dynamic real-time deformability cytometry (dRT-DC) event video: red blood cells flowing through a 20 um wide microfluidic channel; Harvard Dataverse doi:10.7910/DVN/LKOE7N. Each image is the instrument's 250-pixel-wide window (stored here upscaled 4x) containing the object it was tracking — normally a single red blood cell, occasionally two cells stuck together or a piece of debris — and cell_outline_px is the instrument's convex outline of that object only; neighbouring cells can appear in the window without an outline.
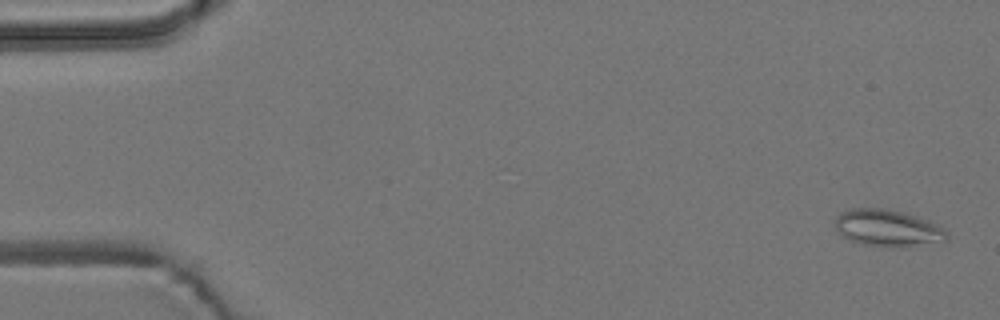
{"species": "common noctule bat (a hibernating species)", "species_latin": "Nyctalus noctula", "temperature_condition": "room temperature", "stored_images_in_passage": 51, "camera_frame_rate_fps": 3000, "um_per_image_px": 0.085, "animal": {"sex": "male", "body_mass_g": 19.2, "forearm_length_mm": 51.8}, "frame": {"image": 1, "passage_image": 2, "time_ms": 0.333, "image_size_px": [1000, 320], "cell_outline_px": [[948, 240], [908, 244], [864, 244], [852, 240], [844, 236], [836, 228], [836, 216], [840, 212], [848, 208], [884, 208], [916, 216], [940, 224], [948, 232]], "centroid_in_image_um": [75.44, 19.31], "position_along_channel_um": 9.6, "area_um2": 22.89}}
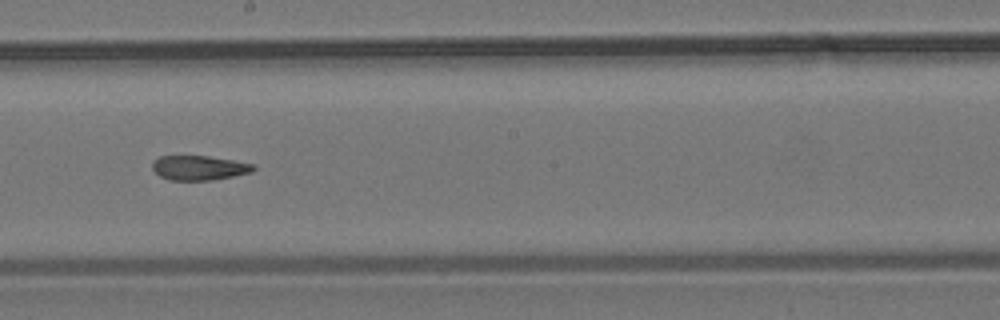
{"frame": {"image": 2, "passage_image": 31, "time_ms": 10.0, "image_size_px": [1000, 320], "cell_outline_px": [[256, 168], [252, 172], [212, 180], [172, 180], [160, 176], [152, 168], [152, 160], [160, 156], [208, 156], [256, 164]], "centroid_in_image_um": [16.93, 14.26], "position_along_channel_um": 231.3, "area_um2": 14.45}}
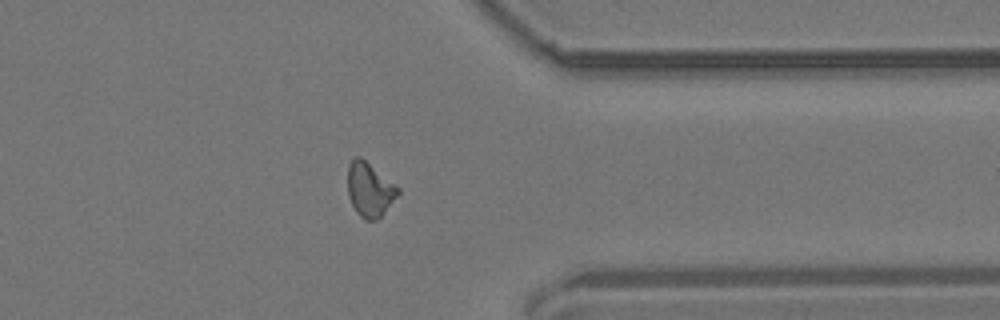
{"frame": {"image": 3, "passage_image": 44, "time_ms": 14.333, "image_size_px": [1000, 320], "cell_outline_px": [[400, 192], [380, 216], [376, 220], [364, 220], [356, 212], [348, 196], [348, 164], [356, 156], [360, 156], [400, 188]], "centroid_in_image_um": [31.4, 16.11], "position_along_channel_um": 380.0, "area_um2": 15.66}}